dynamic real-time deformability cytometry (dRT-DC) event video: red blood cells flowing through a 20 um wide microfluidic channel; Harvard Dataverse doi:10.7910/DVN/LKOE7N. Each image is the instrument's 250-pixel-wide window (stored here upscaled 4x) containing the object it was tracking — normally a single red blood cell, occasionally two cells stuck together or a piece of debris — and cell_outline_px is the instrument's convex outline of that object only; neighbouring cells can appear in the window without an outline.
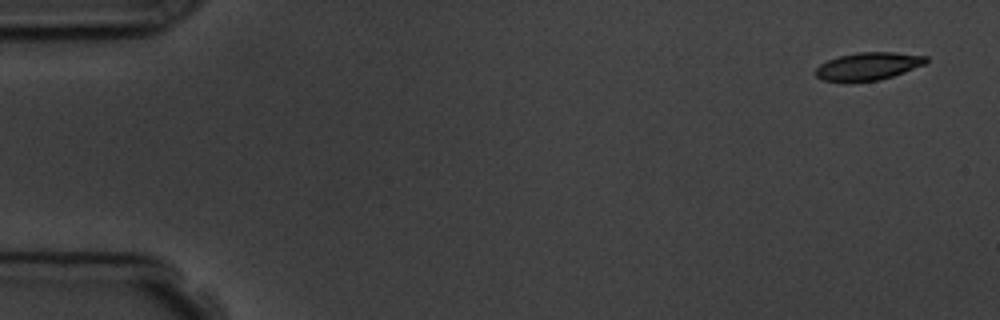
{"species": "common noctule bat (a hibernating species)", "species_latin": "Nyctalus noctula", "temperature_condition": "room temperature", "stored_images_in_passage": 5, "camera_frame_rate_fps": 3000, "um_per_image_px": 0.085, "animal": {"sex": "male", "body_mass_g": 19.5, "forearm_length_mm": 54.6}, "frame": {"image": 1, "passage_image": 1, "time_ms": 0.0, "image_size_px": [1000, 320], "cell_outline_px": [[928, 60], [924, 64], [904, 72], [880, 80], [844, 84], [824, 80], [816, 76], [816, 68], [820, 64], [828, 60], [840, 56], [856, 52], [896, 52], [928, 56]], "centroid_in_image_um": [73.76, 5.65], "position_along_channel_um": 11.2, "area_um2": 18.21}}